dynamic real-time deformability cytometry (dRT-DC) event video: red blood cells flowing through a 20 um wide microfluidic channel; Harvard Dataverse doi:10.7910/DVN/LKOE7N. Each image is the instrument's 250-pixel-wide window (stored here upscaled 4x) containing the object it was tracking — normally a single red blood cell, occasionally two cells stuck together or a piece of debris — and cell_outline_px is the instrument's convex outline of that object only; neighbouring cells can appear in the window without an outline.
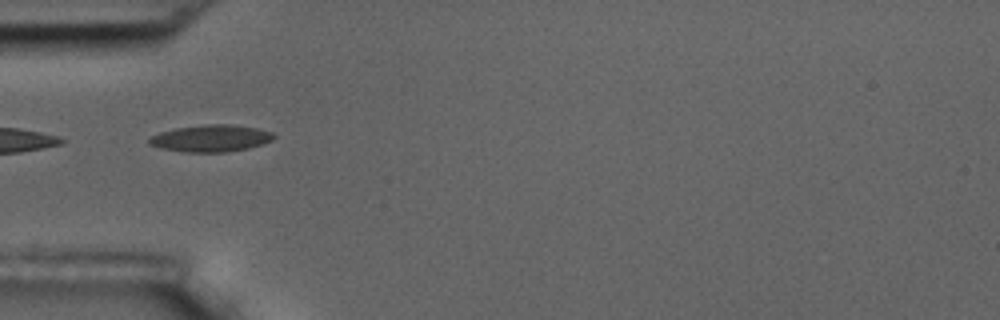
{"species": "common noctule bat (a hibernating species)", "species_latin": "Nyctalus noctula", "temperature_condition": "room temperature", "stored_images_in_passage": 8, "camera_frame_rate_fps": 3000, "um_per_image_px": 0.085, "animal": {"sex": "male", "body_mass_g": 17.5, "forearm_length_mm": 52.3}, "frame": {"image": 1, "passage_image": 3, "time_ms": 2.333, "image_size_px": [1000, 320], "cell_outline_px": [[276, 136], [272, 140], [248, 148], [228, 152], [184, 152], [160, 148], [148, 144], [148, 136], [160, 132], [176, 128], [204, 124], [232, 124], [256, 128], [272, 132]], "centroid_in_image_um": [17.88, 11.75], "position_along_channel_um": 67.1, "area_um2": 19.65}}
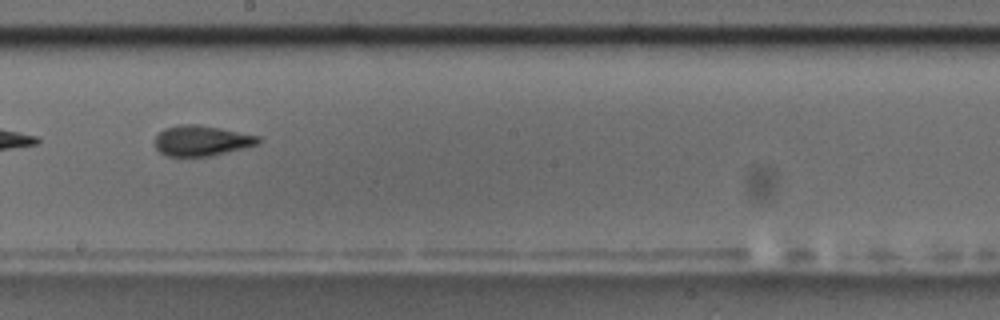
{"frame": {"image": 2, "passage_image": 7, "time_ms": 7.0, "image_size_px": [1000, 320], "cell_outline_px": [[260, 144], [212, 156], [164, 156], [156, 148], [156, 136], [164, 128], [180, 124], [196, 124], [220, 128], [260, 136]], "centroid_in_image_um": [17.15, 11.96], "position_along_channel_um": 231.1, "area_um2": 18.38}}
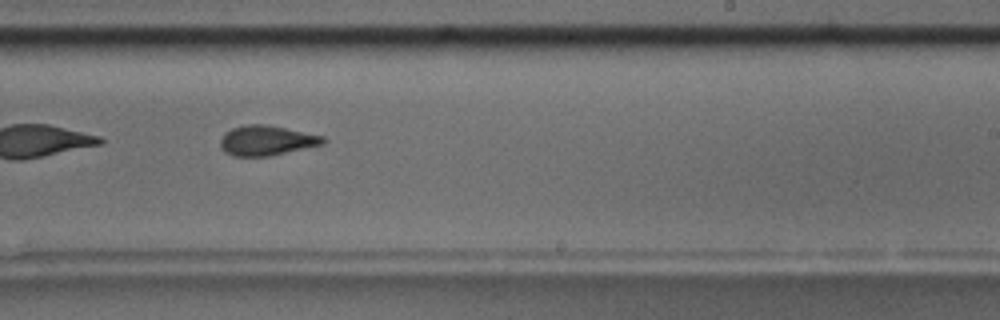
{"frame": {"image": 3, "passage_image": 8, "time_ms": 8.0, "image_size_px": [1000, 320], "cell_outline_px": [[328, 140], [324, 144], [272, 156], [232, 156], [224, 152], [220, 148], [220, 140], [224, 132], [232, 128], [244, 124], [264, 124], [324, 136]], "centroid_in_image_um": [22.64, 11.95], "position_along_channel_um": 266.4, "area_um2": 18.15}}